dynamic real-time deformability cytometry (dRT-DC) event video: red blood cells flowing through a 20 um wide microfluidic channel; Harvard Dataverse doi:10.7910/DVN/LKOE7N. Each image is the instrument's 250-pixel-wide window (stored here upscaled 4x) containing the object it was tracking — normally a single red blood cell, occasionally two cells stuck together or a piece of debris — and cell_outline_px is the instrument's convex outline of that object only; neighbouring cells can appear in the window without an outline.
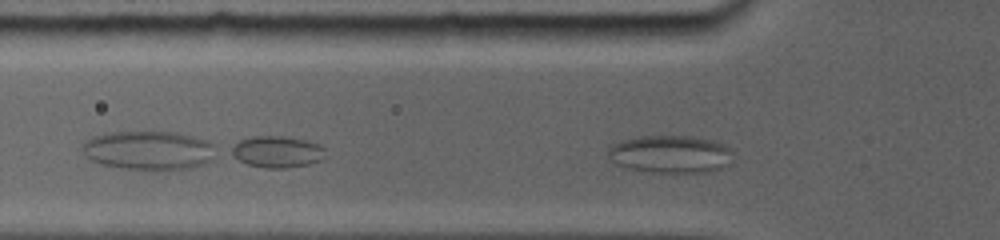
{"species": "common noctule bat (a hibernating species)", "species_latin": "Nyctalus noctula", "temperature_condition": "room temperature", "stored_images_in_passage": 37, "camera_frame_rate_fps": 5000, "um_per_image_px": 0.085, "animal": {"sex": "female", "body_mass_g": 19.0, "forearm_length_mm": 56.7}, "frame": {"image": 1, "passage_image": 5, "time_ms": 1.4, "image_size_px": [1000, 240], "cell_outline_px": [[728, 164], [712, 172], [640, 172], [620, 168], [608, 156], [608, 152], [616, 144], [628, 140], [652, 136], [680, 136], [704, 140], [720, 144], [724, 148]], "centroid_in_image_um": [56.84, 13.17], "position_along_channel_um": 69.0, "area_um2": 26.13}}
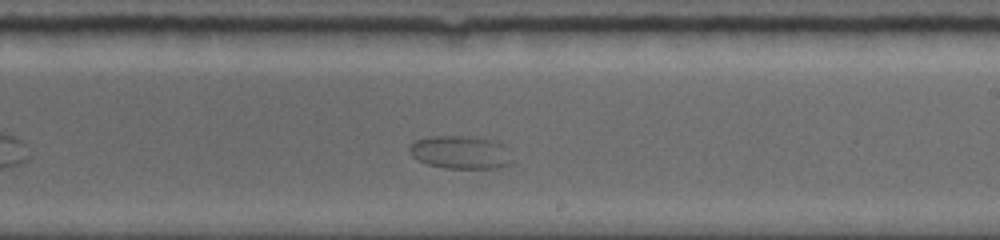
{"frame": {"image": 2, "passage_image": 21, "time_ms": 6.6, "image_size_px": [1000, 240], "cell_outline_px": [[512, 164], [496, 168], [444, 168], [428, 164], [416, 160], [408, 152], [408, 148], [416, 140], [432, 136], [464, 136], [488, 140], [504, 144], [512, 160]], "centroid_in_image_um": [39.11, 12.96], "position_along_channel_um": 249.9, "area_um2": 19.71}}
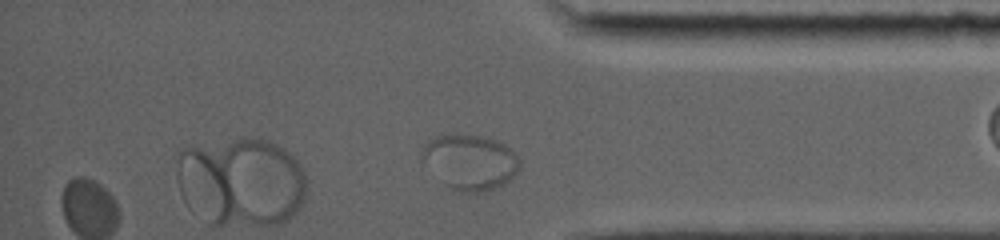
{"frame": {"image": 3, "passage_image": 33, "time_ms": 10.8, "image_size_px": [1000, 240], "cell_outline_px": [[520, 168], [504, 184], [484, 192], [460, 192], [452, 188], [420, 160], [420, 152], [424, 144], [428, 140], [436, 136], [456, 132], [484, 136], [504, 144], [512, 148], [516, 152], [520, 160]], "centroid_in_image_um": [39.96, 13.72], "position_along_channel_um": 395.2, "area_um2": 31.67}}